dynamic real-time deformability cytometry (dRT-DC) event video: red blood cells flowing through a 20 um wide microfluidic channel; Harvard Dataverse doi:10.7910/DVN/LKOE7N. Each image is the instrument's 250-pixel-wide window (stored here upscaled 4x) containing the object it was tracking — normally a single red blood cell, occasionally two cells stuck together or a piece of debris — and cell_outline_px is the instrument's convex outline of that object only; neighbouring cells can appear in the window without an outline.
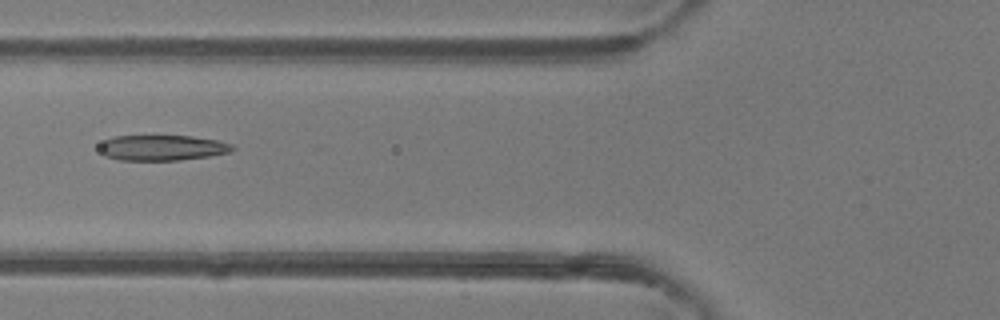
{"species": "common noctule bat (a hibernating species)", "species_latin": "Nyctalus noctula", "temperature_condition": "room temperature", "stored_images_in_passage": 7, "camera_frame_rate_fps": 3000, "um_per_image_px": 0.085, "animal": {"sex": "female"}, "frame": {"image": 1, "passage_image": 6, "time_ms": 6.0, "image_size_px": [1000, 320], "cell_outline_px": [[236, 148], [232, 152], [208, 156], [180, 160], [120, 160], [104, 156], [100, 152], [100, 144], [104, 140], [112, 136], [192, 136], [216, 140], [232, 144]], "centroid_in_image_um": [13.78, 12.56], "position_along_channel_um": 112.0, "area_um2": 19.83}}
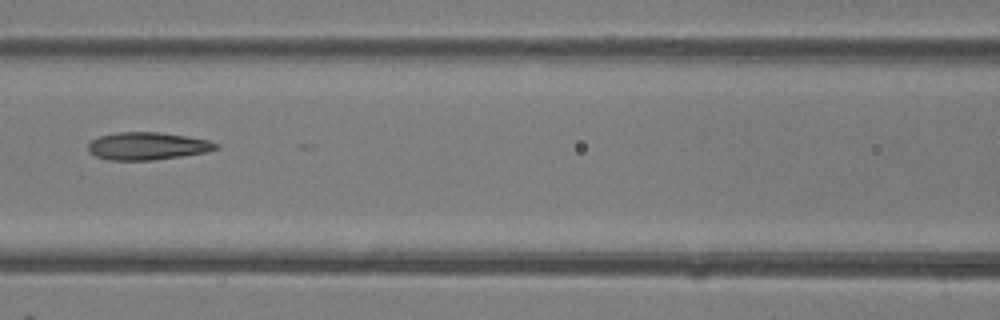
{"frame": {"image": 2, "passage_image": 7, "time_ms": 7.0, "image_size_px": [1000, 320], "cell_outline_px": [[220, 148], [204, 152], [180, 156], [152, 160], [108, 160], [96, 156], [88, 152], [88, 144], [92, 140], [100, 136], [116, 132], [156, 132], [184, 136], [208, 140], [220, 144]], "centroid_in_image_um": [12.51, 12.41], "position_along_channel_um": 154.1, "area_um2": 20.4}}